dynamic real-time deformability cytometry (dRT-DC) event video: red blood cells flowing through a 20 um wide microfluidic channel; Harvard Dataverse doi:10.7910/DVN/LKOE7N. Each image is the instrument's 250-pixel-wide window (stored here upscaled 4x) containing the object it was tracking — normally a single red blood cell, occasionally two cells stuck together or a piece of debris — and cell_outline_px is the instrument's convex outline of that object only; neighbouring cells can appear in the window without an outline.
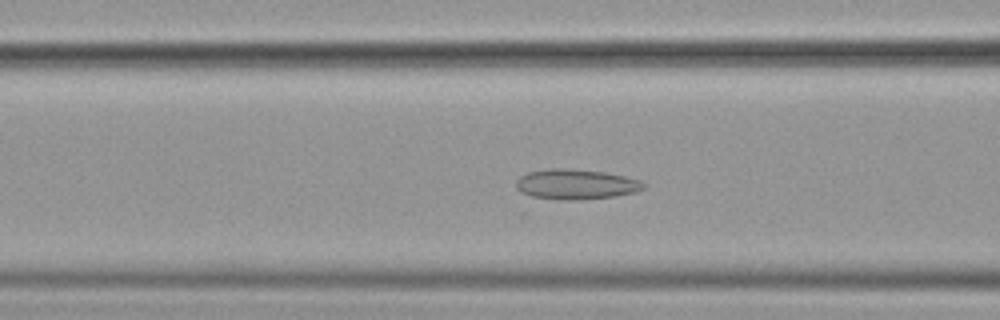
{"species": "common noctule bat (a hibernating species)", "species_latin": "Nyctalus noctula", "temperature_condition": "cold", "stored_images_in_passage": 57, "camera_frame_rate_fps": 3000, "um_per_image_px": 0.085, "animal": {"sex": "female", "body_mass_g": 19.9}, "frame": {"image": 1, "passage_image": 24, "time_ms": 7.667, "image_size_px": [1000, 320], "cell_outline_px": [[644, 188], [636, 192], [616, 196], [576, 200], [560, 200], [532, 196], [520, 192], [516, 188], [516, 180], [520, 176], [528, 172], [548, 168], [560, 168], [604, 172], [624, 176], [640, 180], [644, 184]], "centroid_in_image_um": [48.93, 15.67], "position_along_channel_um": 117.7, "area_um2": 22.37}}
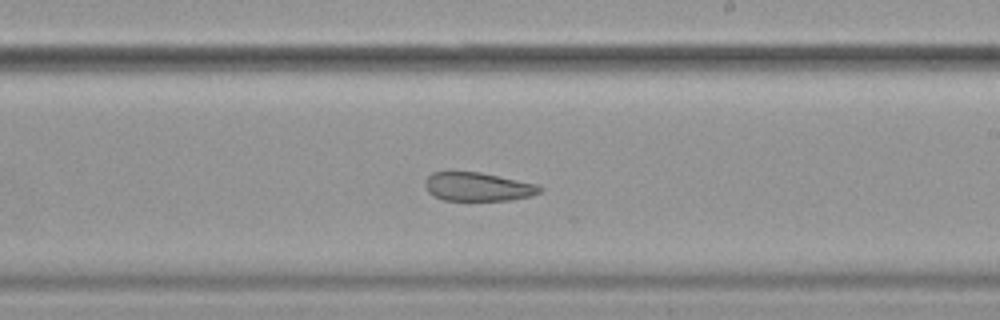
{"frame": {"image": 2, "passage_image": 35, "time_ms": 11.333, "image_size_px": [1000, 320], "cell_outline_px": [[544, 188], [540, 192], [532, 196], [508, 200], [444, 200], [432, 196], [428, 192], [424, 184], [424, 180], [432, 172], [480, 172], [536, 184]], "centroid_in_image_um": [40.59, 15.88], "position_along_channel_um": 248.4, "area_um2": 19.13}}
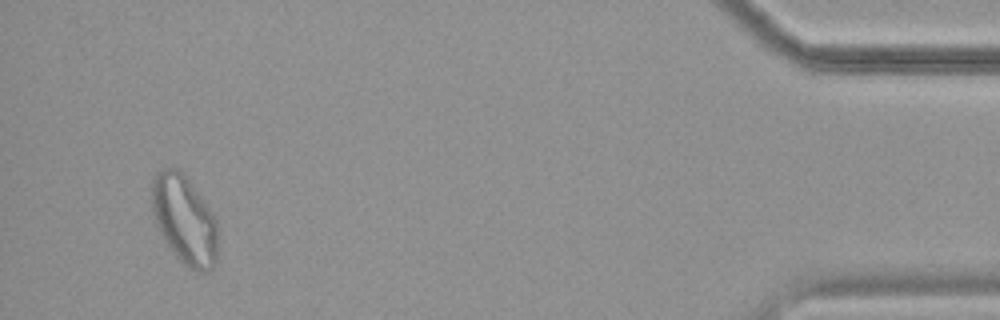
{"frame": {"image": 3, "passage_image": 55, "time_ms": 18.0, "image_size_px": [1000, 320], "cell_outline_px": [[216, 260], [212, 268], [208, 272], [196, 272], [188, 268], [176, 256], [168, 244], [152, 212], [152, 180], [156, 172], [164, 168], [176, 168], [184, 172], [216, 220]], "centroid_in_image_um": [15.67, 18.67], "position_along_channel_um": 419.5, "area_um2": 33.52}, "authors_computed_cell_mechanics": {"area_um2": 25.7788, "velocity_mm_per_s": 3.5788, "shape_relaxation_time_tau1_ms": null, "shape_relaxation_time_tau2_ms": 4.7138, "deformation_change_tau1": null, "deformation_change_tau2": 0.1184}}